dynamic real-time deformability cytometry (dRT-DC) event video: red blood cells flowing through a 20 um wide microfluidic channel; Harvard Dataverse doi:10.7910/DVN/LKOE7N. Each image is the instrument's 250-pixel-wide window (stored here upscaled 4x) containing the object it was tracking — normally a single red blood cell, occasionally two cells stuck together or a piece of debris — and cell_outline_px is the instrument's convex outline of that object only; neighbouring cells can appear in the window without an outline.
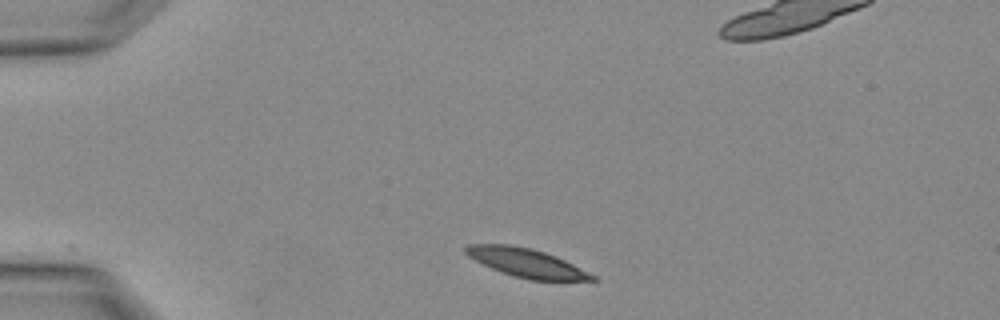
{"species": "Egyptian fruit bat (a non-hibernating species)", "species_latin": "Rousettus aegyptiacus", "temperature_condition": "warm", "stored_images_in_passage": 3, "segment_of_instrument_passage": [2, 2], "camera_frame_rate_fps": 3000, "um_per_image_px": 0.085, "animal": {"sex": "female"}, "frame": {"image": 1, "passage_image": 3, "time_ms": 0.667, "image_size_px": [1000, 320], "cell_outline_px": [[596, 280], [532, 280], [512, 276], [492, 268], [468, 256], [464, 252], [464, 248], [468, 244], [512, 244], [544, 252], [556, 256], [596, 276]], "centroid_in_image_um": [44.71, 22.33], "position_along_channel_um": 40.3, "area_um2": 20.81}}